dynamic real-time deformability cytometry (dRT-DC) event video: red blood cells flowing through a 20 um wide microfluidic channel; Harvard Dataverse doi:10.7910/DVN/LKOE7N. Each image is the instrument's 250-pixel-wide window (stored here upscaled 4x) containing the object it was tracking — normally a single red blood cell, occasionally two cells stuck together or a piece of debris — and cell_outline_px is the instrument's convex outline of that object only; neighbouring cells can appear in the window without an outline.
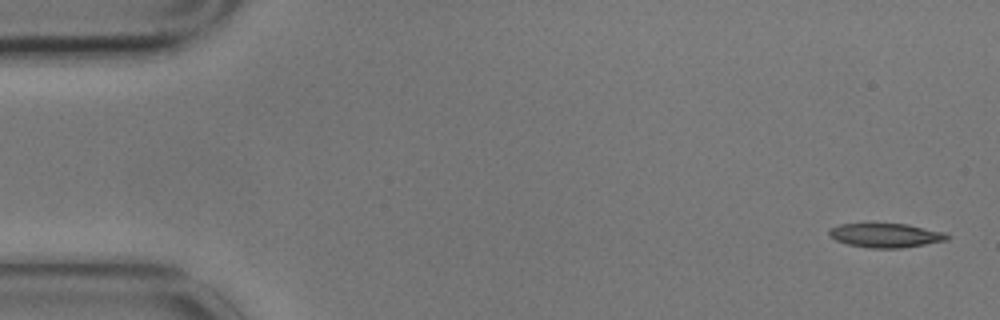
{"species": "common noctule bat (a hibernating species)", "species_latin": "Nyctalus noctula", "temperature_condition": "cold", "stored_images_in_passage": 8, "camera_frame_rate_fps": 3000, "um_per_image_px": 0.085, "animal": {"sex": "male", "body_mass_g": 17.9}, "frame": {"image": 1, "passage_image": 1, "time_ms": 0.0, "image_size_px": [1000, 320], "cell_outline_px": [[952, 236], [948, 240], [900, 248], [868, 248], [848, 244], [836, 240], [828, 236], [828, 228], [840, 224], [908, 224], [944, 232]], "centroid_in_image_um": [75.27, 20.0], "position_along_channel_um": 9.7, "area_um2": 16.65}}
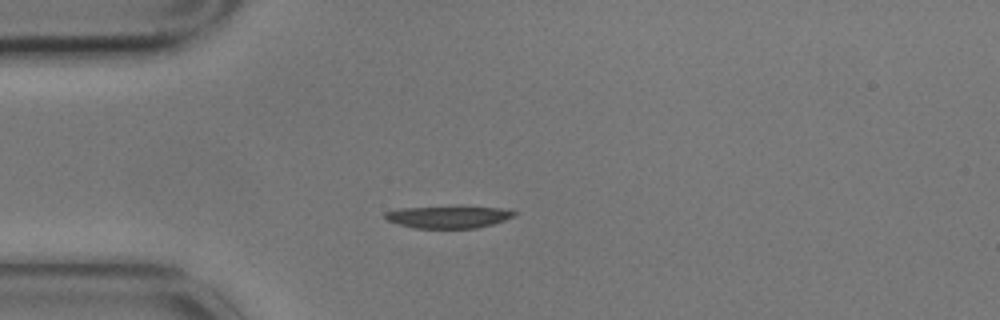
{"frame": {"image": 2, "passage_image": 4, "time_ms": 1.0, "image_size_px": [1000, 320], "cell_outline_px": [[520, 212], [504, 220], [492, 224], [476, 228], [412, 228], [388, 220], [384, 216], [384, 212], [400, 208], [460, 204], [500, 208]], "centroid_in_image_um": [38.13, 18.39], "position_along_channel_um": 46.9, "area_um2": 17.46}}